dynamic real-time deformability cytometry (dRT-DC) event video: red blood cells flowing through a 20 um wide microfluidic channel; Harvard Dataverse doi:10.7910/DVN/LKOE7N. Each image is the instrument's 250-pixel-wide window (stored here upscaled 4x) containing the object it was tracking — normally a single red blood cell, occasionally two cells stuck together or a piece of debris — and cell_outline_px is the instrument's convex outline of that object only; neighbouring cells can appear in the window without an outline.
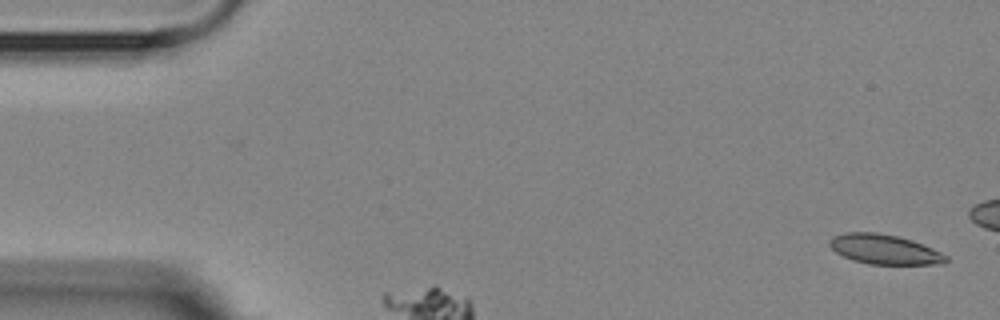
{"species": "Egyptian fruit bat (a non-hibernating species)", "species_latin": "Rousettus aegyptiacus", "temperature_condition": "room temperature", "stored_images_in_passage": 2, "camera_frame_rate_fps": 3000, "um_per_image_px": 0.085, "animal": {"sex": "female"}, "frame": {"image": 1, "passage_image": 1, "time_ms": 0.0, "image_size_px": [1000, 320], "cell_outline_px": [[948, 260], [944, 264], [868, 264], [852, 260], [836, 252], [828, 244], [828, 240], [832, 236], [844, 232], [876, 232], [896, 236], [912, 240], [932, 248], [948, 256]], "centroid_in_image_um": [75.15, 21.19], "position_along_channel_um": 9.8, "area_um2": 20.23}}